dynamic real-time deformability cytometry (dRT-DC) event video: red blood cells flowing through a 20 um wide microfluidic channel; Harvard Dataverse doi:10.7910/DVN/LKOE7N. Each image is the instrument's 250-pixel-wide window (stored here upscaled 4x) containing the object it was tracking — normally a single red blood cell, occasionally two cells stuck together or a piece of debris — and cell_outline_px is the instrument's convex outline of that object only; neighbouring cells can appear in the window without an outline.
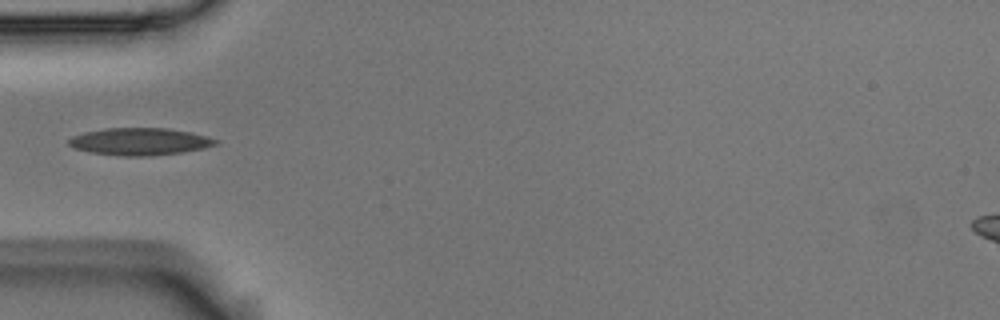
{"species": "Egyptian fruit bat (a non-hibernating species)", "species_latin": "Rousettus aegyptiacus", "temperature_condition": "room temperature", "stored_images_in_passage": 38, "camera_frame_rate_fps": 3000, "um_per_image_px": 0.085, "animal": {"sex": "male"}, "frame": {"image": 1, "passage_image": 1, "time_ms": 0.0, "image_size_px": [1000, 320], "cell_outline_px": [[220, 140], [216, 144], [204, 148], [180, 152], [152, 156], [120, 156], [88, 152], [72, 148], [68, 144], [68, 140], [72, 136], [84, 132], [108, 128], [168, 128], [188, 132]], "centroid_in_image_um": [11.82, 12.04], "position_along_channel_um": 73.2, "area_um2": 23.29}}
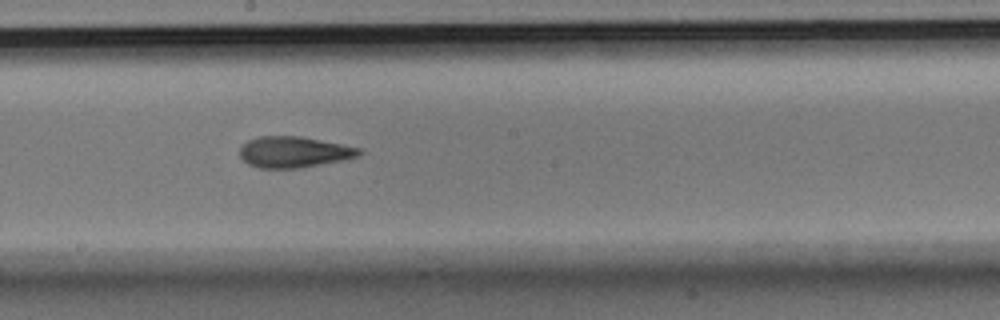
{"frame": {"image": 2, "passage_image": 13, "time_ms": 4.0, "image_size_px": [1000, 320], "cell_outline_px": [[364, 152], [360, 156], [344, 160], [300, 168], [260, 168], [248, 164], [240, 156], [240, 148], [248, 140], [260, 136], [300, 136], [360, 148]], "centroid_in_image_um": [25.0, 12.93], "position_along_channel_um": 223.2, "area_um2": 21.56}}
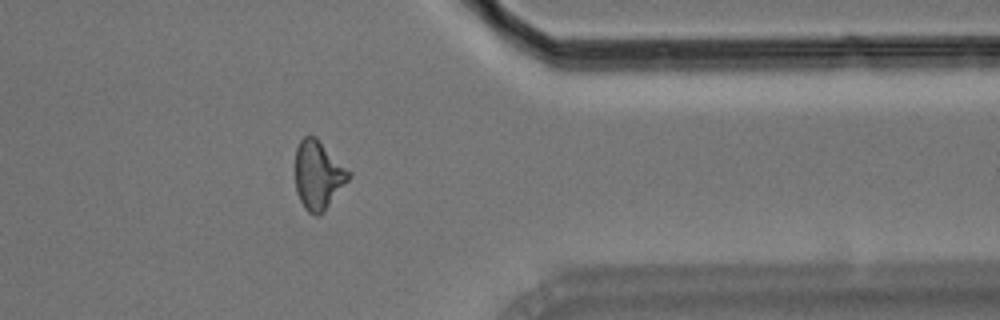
{"frame": {"image": 3, "passage_image": 27, "time_ms": 8.667, "image_size_px": [1000, 320], "cell_outline_px": [[352, 176], [320, 216], [316, 216], [308, 212], [304, 208], [296, 192], [296, 148], [300, 140], [304, 136], [316, 136], [352, 172]], "centroid_in_image_um": [27.07, 14.87], "position_along_channel_um": 384.3, "area_um2": 21.56}}